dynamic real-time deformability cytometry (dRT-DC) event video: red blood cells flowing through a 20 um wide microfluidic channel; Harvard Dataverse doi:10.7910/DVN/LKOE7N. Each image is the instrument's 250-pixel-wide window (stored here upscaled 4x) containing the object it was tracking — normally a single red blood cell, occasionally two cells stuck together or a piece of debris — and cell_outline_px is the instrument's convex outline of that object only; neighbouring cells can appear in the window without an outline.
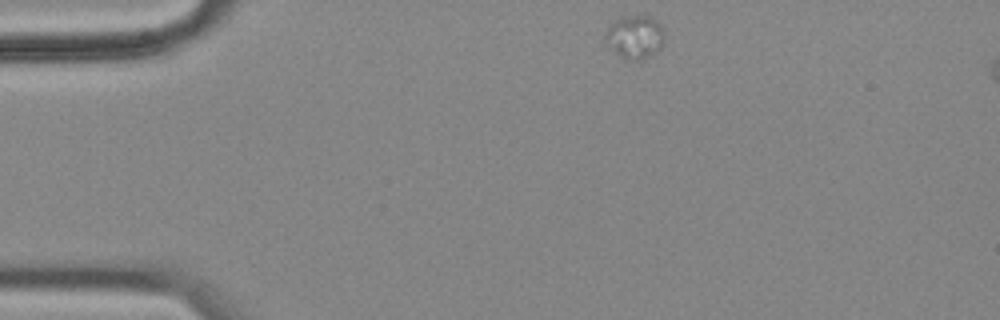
{"species": "common noctule bat (a hibernating species)", "species_latin": "Nyctalus noctula", "temperature_condition": "cold", "stored_images_in_passage": 25, "camera_frame_rate_fps": 3000, "um_per_image_px": 0.085, "animal": {"sex": "female", "body_mass_g": 18.4}, "frame": {"image": 1, "passage_image": 1, "time_ms": 0.0, "image_size_px": [1000, 320], "cell_outline_px": [[664, 40], [660, 48], [656, 52], [644, 60], [628, 60], [616, 52], [604, 40], [604, 32], [612, 20], [624, 16], [648, 16], [656, 20], [660, 24], [664, 32]], "centroid_in_image_um": [53.95, 3.13], "position_along_channel_um": 31.0, "area_um2": 15.03}}